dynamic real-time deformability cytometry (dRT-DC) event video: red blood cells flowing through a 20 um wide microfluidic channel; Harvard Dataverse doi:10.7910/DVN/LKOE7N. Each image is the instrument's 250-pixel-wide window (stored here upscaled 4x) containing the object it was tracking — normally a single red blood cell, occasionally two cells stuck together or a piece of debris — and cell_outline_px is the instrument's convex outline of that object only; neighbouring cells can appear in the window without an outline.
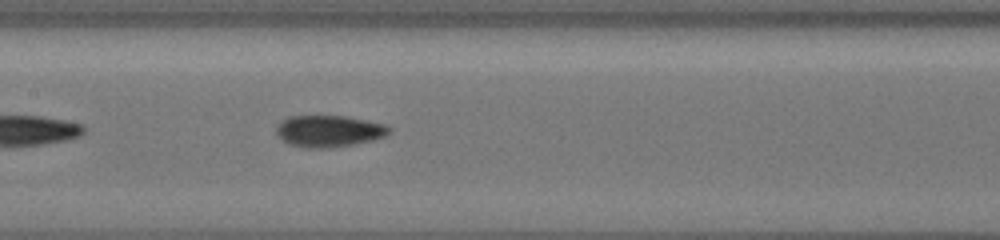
{"species": "common noctule bat (a hibernating species)", "species_latin": "Nyctalus noctula", "temperature_condition": "cold", "stored_images_in_passage": 14, "camera_frame_rate_fps": 3000, "um_per_image_px": 0.085, "animal": {"sex": "female", "body_mass_g": 19.5, "forearm_length_mm": 54.1}, "frame": {"image": 1, "passage_image": 9, "time_ms": 3.333, "image_size_px": [1000, 240], "cell_outline_px": [[388, 132], [384, 136], [372, 140], [332, 148], [304, 148], [288, 144], [276, 136], [276, 128], [280, 120], [288, 116], [344, 116], [384, 124], [388, 128]], "centroid_in_image_um": [27.85, 11.15], "position_along_channel_um": 179.6, "area_um2": 20.75}}
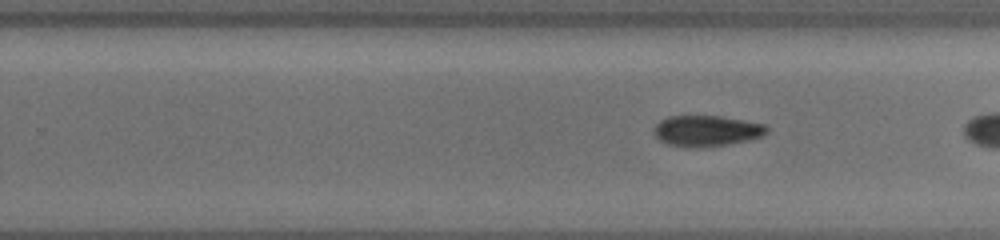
{"frame": {"image": 2, "passage_image": 12, "time_ms": 5.0, "image_size_px": [1000, 240], "cell_outline_px": [[768, 132], [764, 136], [748, 140], [728, 144], [700, 148], [688, 148], [668, 144], [660, 140], [652, 132], [652, 128], [660, 120], [668, 116], [720, 116], [764, 124], [768, 128]], "centroid_in_image_um": [60.03, 11.13], "position_along_channel_um": 269.8, "area_um2": 20.52}}